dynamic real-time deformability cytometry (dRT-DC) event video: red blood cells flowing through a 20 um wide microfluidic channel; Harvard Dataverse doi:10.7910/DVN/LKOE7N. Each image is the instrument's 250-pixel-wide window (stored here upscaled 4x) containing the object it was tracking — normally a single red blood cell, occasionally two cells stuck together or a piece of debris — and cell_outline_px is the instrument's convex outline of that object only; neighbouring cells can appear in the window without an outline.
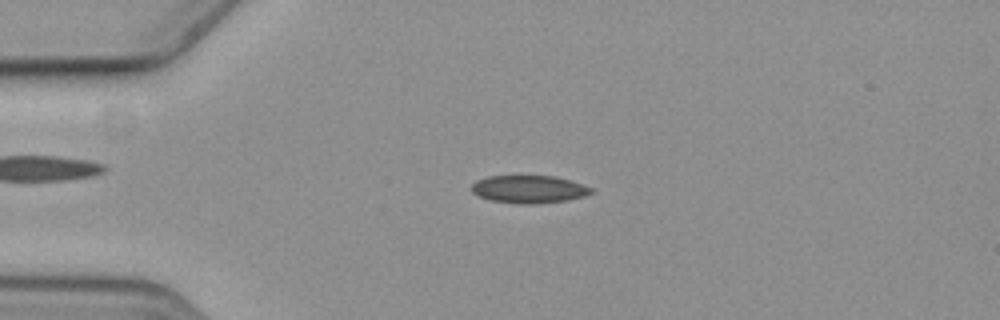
{"species": "common noctule bat (a hibernating species)", "species_latin": "Nyctalus noctula", "temperature_condition": "cold", "stored_images_in_passage": 5, "camera_frame_rate_fps": 3000, "um_per_image_px": 0.085, "animal": {"sex": "female", "body_mass_g": 19.3, "forearm_length_mm": 54.1}, "frame": {"image": 1, "passage_image": 4, "time_ms": 3.667, "image_size_px": [1000, 320], "cell_outline_px": [[592, 192], [584, 196], [564, 200], [528, 204], [520, 204], [492, 200], [476, 196], [472, 192], [472, 184], [476, 180], [488, 176], [556, 176], [592, 188]], "centroid_in_image_um": [44.89, 16.08], "position_along_channel_um": 40.1, "area_um2": 19.02}}